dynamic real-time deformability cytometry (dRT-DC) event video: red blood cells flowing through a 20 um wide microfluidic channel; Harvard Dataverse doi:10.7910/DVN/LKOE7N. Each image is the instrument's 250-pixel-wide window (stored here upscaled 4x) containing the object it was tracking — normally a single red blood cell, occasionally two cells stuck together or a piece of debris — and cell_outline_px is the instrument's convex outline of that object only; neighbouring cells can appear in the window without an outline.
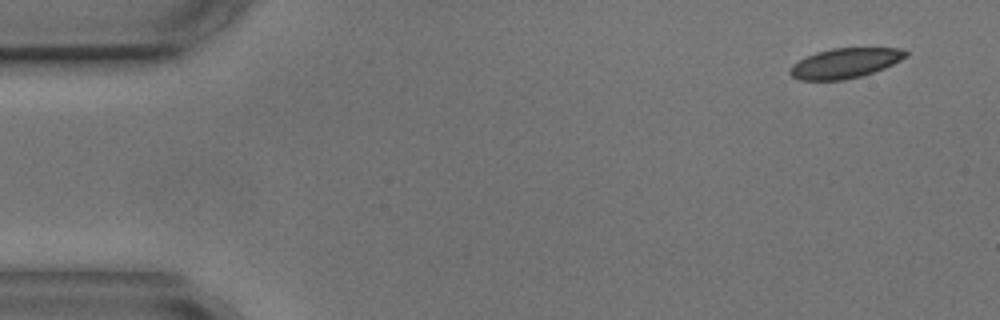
{"species": "common noctule bat (a hibernating species)", "species_latin": "Nyctalus noctula", "temperature_condition": "cold", "stored_images_in_passage": 5, "camera_frame_rate_fps": 3000, "um_per_image_px": 0.085, "animal": {"sex": "male", "body_mass_g": 17.9, "forearm_length_mm": 54.2}, "frame": {"image": 1, "passage_image": 1, "time_ms": 0.0, "image_size_px": [1000, 320], "cell_outline_px": [[908, 56], [884, 68], [860, 76], [844, 80], [800, 80], [792, 76], [788, 72], [792, 64], [816, 52], [832, 48], [900, 48], [908, 52]], "centroid_in_image_um": [71.82, 5.36], "position_along_channel_um": 13.2, "area_um2": 20.06}}
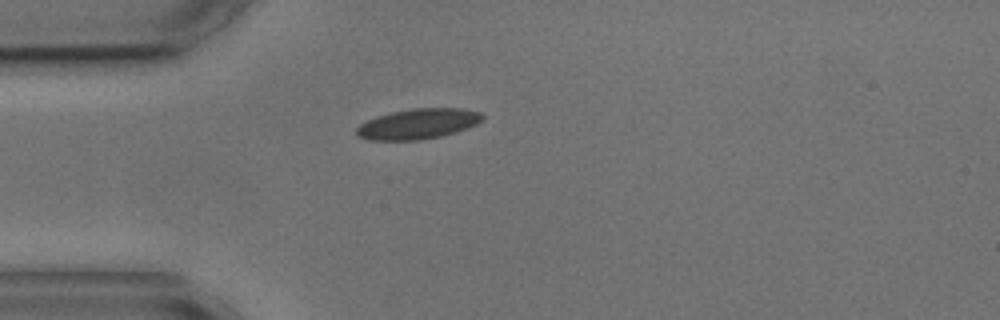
{"frame": {"image": 2, "passage_image": 4, "time_ms": 3.667, "image_size_px": [1000, 320], "cell_outline_px": [[484, 116], [476, 124], [456, 132], [440, 136], [420, 140], [368, 140], [356, 136], [356, 128], [360, 124], [376, 116], [392, 112], [412, 108], [464, 108], [480, 112]], "centroid_in_image_um": [35.51, 10.53], "position_along_channel_um": 49.5, "area_um2": 22.25}}